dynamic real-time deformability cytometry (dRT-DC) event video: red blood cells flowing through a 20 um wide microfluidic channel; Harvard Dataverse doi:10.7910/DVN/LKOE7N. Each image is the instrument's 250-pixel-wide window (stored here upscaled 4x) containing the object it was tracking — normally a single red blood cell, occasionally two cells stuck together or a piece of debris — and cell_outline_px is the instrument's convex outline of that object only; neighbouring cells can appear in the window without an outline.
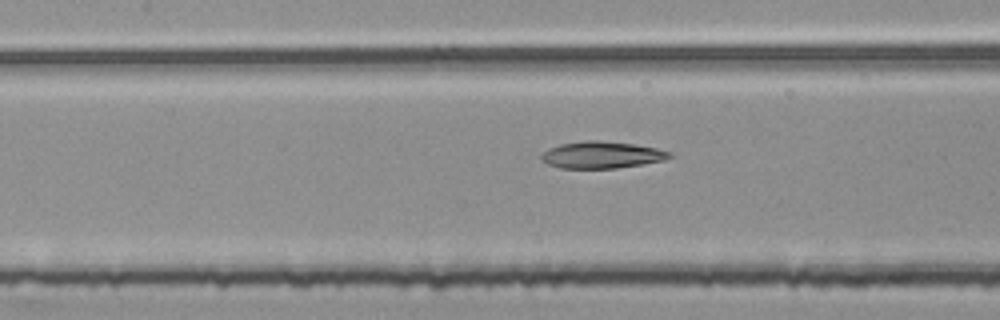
{"species": "common noctule bat (a hibernating species)", "species_latin": "Nyctalus noctula", "temperature_condition": "room temperature", "stored_images_in_passage": 31, "camera_frame_rate_fps": 3000, "um_per_image_px": 0.085, "animal": {"sex": "female", "body_mass_g": 25.1}, "frame": {"image": 1, "passage_image": 9, "time_ms": 2.667, "image_size_px": [1000, 320], "cell_outline_px": [[672, 156], [664, 160], [616, 168], [560, 168], [548, 164], [540, 160], [540, 156], [548, 148], [560, 144], [584, 140], [596, 140], [636, 144], [656, 148], [672, 152]], "centroid_in_image_um": [51.12, 13.16], "position_along_channel_um": 156.3, "area_um2": 20.06}}
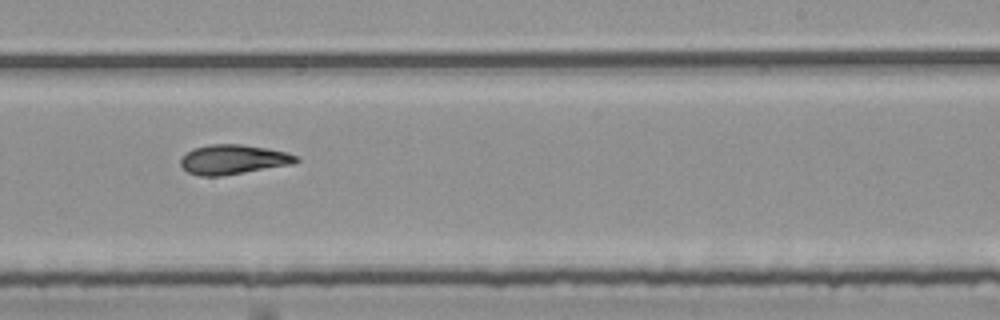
{"frame": {"image": 2, "passage_image": 18, "time_ms": 5.667, "image_size_px": [1000, 320], "cell_outline_px": [[300, 160], [292, 164], [220, 176], [200, 176], [188, 172], [180, 164], [180, 160], [192, 148], [208, 144], [240, 144], [268, 148], [288, 152], [300, 156]], "centroid_in_image_um": [19.85, 13.54], "position_along_channel_um": 269.2, "area_um2": 19.94}}
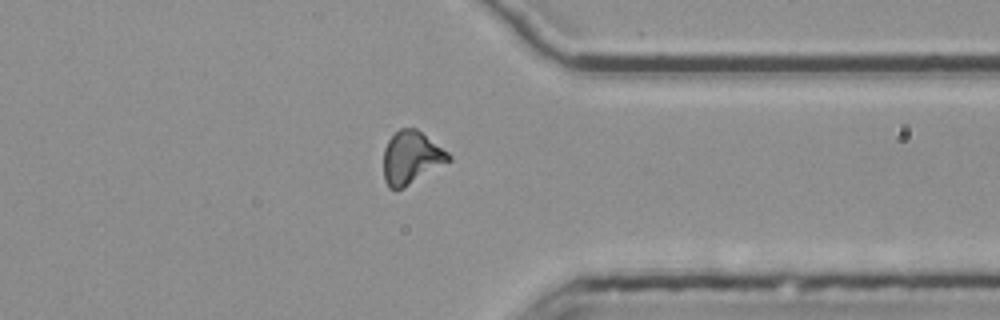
{"frame": {"image": 3, "passage_image": 27, "time_ms": 8.667, "image_size_px": [1000, 320], "cell_outline_px": [[452, 160], [404, 188], [388, 188], [384, 180], [384, 148], [388, 140], [400, 128], [416, 128], [448, 152], [452, 156]], "centroid_in_image_um": [34.96, 13.4], "position_along_channel_um": 376.4, "area_um2": 20.0}, "authors_computed_cell_mechanics": {"area_um2": 19.5942, "velocity_mm_per_s": 3.783, "shape_relaxation_time_tau1_ms": null, "shape_relaxation_time_tau2_ms": 6.8116, "deformation_change_tau1": null, "deformation_change_tau2": 0.1733}}